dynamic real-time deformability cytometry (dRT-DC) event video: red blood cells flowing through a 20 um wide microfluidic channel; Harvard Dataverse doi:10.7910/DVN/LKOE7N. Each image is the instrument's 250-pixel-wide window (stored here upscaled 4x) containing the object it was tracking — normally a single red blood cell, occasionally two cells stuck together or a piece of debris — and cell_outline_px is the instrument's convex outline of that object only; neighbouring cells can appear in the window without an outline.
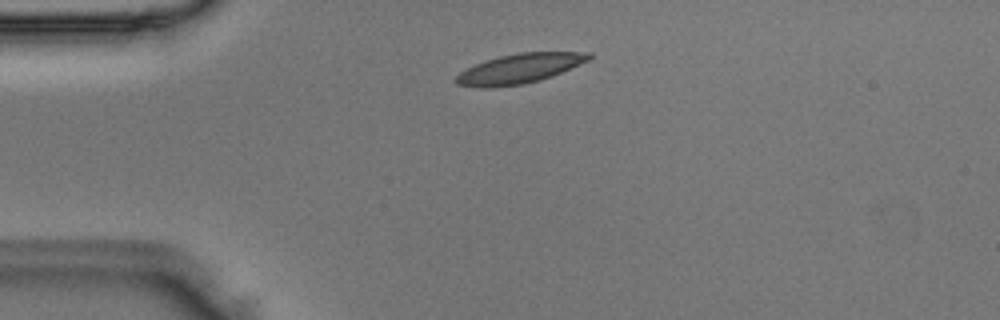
{"species": "Egyptian fruit bat (a non-hibernating species)", "species_latin": "Rousettus aegyptiacus", "temperature_condition": "room temperature", "stored_images_in_passage": 44, "camera_frame_rate_fps": 3000, "um_per_image_px": 0.085, "animal": {"sex": "male"}, "frame": {"image": 1, "passage_image": 6, "time_ms": 1.667, "image_size_px": [1000, 320], "cell_outline_px": [[592, 56], [588, 60], [552, 76], [540, 80], [524, 84], [488, 88], [484, 88], [456, 84], [456, 76], [460, 72], [476, 64], [500, 56], [516, 52], [592, 52]], "centroid_in_image_um": [44.16, 5.83], "position_along_channel_um": 40.8, "area_um2": 22.72}}
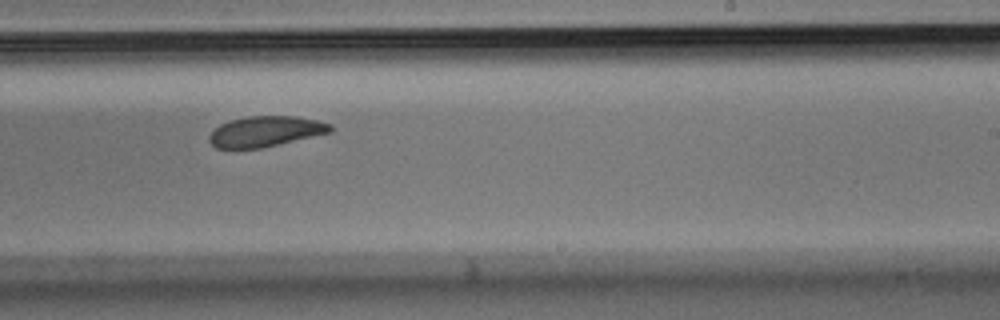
{"frame": {"image": 2, "passage_image": 25, "time_ms": 8.0, "image_size_px": [1000, 320], "cell_outline_px": [[332, 132], [260, 148], [216, 148], [208, 140], [208, 136], [212, 128], [220, 124], [232, 120], [248, 116], [296, 116], [316, 120], [332, 124]], "centroid_in_image_um": [22.54, 11.16], "position_along_channel_um": 266.5, "area_um2": 21.5}}
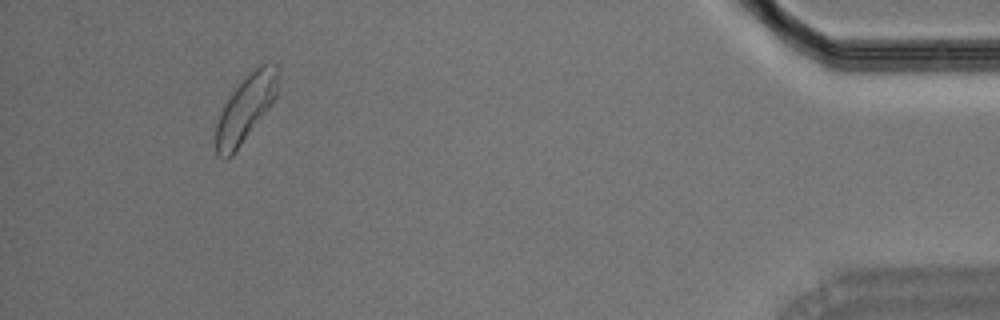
{"frame": {"image": 3, "passage_image": 41, "time_ms": 13.333, "image_size_px": [1000, 320], "cell_outline_px": [[276, 96], [272, 104], [232, 156], [224, 160], [216, 156], [216, 124], [220, 112], [224, 104], [232, 92], [252, 68], [260, 64], [276, 64]], "centroid_in_image_um": [20.83, 9.25], "position_along_channel_um": 414.4, "area_um2": 23.76}}